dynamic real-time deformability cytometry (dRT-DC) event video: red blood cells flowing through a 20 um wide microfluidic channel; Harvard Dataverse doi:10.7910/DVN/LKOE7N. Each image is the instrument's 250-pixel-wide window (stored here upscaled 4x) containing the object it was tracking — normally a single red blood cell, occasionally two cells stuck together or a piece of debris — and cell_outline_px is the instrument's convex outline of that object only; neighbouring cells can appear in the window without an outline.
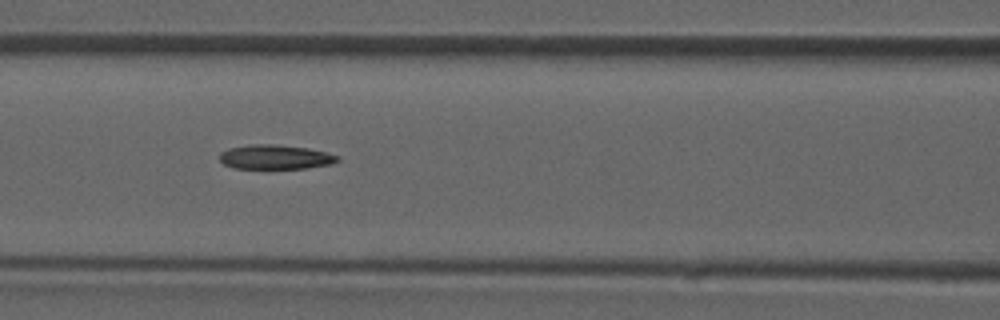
{"species": "common noctule bat (a hibernating species)", "species_latin": "Nyctalus noctula", "temperature_condition": "room temperature", "stored_images_in_passage": 36, "camera_frame_rate_fps": 3000, "um_per_image_px": 0.085, "animal": {"sex": "male", "forearm_length_mm": 52.5}, "frame": {"image": 1, "passage_image": 16, "time_ms": 5.0, "image_size_px": [1000, 320], "cell_outline_px": [[340, 160], [332, 164], [308, 168], [232, 168], [224, 164], [220, 160], [220, 152], [228, 148], [252, 144], [272, 144], [308, 148], [340, 156]], "centroid_in_image_um": [23.4, 13.35], "position_along_channel_um": 143.2, "area_um2": 16.76}}